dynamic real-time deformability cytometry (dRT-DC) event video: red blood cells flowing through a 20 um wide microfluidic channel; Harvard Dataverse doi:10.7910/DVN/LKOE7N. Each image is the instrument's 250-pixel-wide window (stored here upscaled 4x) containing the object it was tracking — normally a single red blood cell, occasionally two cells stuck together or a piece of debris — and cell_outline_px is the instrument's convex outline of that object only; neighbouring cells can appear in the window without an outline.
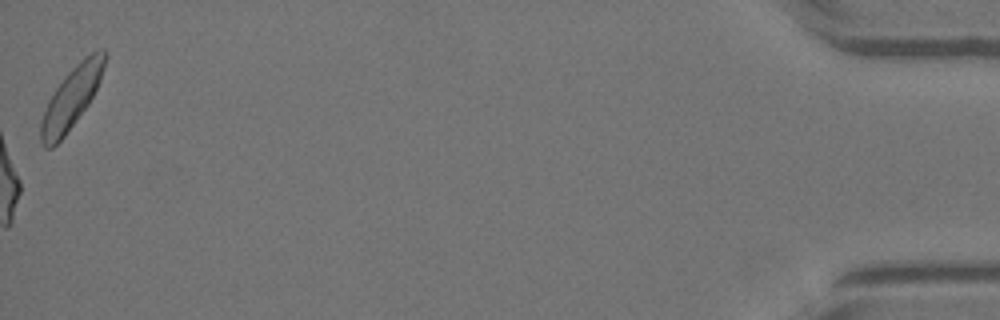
{"species": "Egyptian fruit bat (a non-hibernating species)", "species_latin": "Rousettus aegyptiacus", "temperature_condition": "warm", "stored_images_in_passage": 47, "camera_frame_rate_fps": 3000, "um_per_image_px": 0.085, "animal": {"sex": "female"}, "frame": {"image": 1, "passage_image": 47, "time_ms": 15.333, "image_size_px": [1000, 320], "cell_outline_px": [[108, 56], [100, 80], [88, 104], [64, 136], [52, 148], [44, 148], [40, 140], [40, 120], [48, 100], [64, 76], [80, 60], [92, 52], [100, 48], [104, 48], [108, 52]], "centroid_in_image_um": [6.07, 8.29], "position_along_channel_um": 429.1, "area_um2": 22.77}}